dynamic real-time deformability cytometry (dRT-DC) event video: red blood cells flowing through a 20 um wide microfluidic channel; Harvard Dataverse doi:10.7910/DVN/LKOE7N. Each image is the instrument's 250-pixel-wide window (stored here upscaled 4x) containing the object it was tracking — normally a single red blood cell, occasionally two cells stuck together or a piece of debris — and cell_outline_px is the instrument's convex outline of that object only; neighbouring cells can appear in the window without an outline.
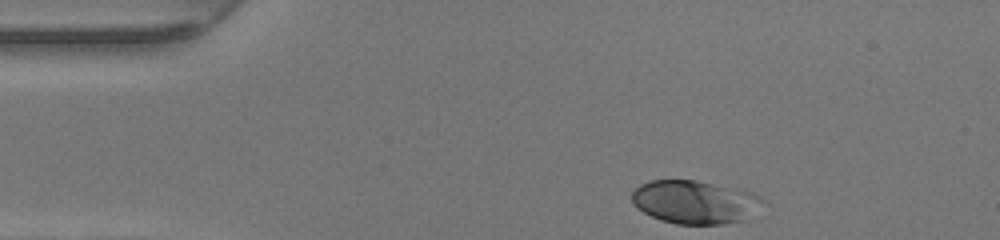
{"species": "human", "species_latin": "Homo sapiens", "temperature_condition": "warm", "stored_images_in_passage": 32, "camera_frame_rate_fps": 3000, "um_per_image_px": 0.085, "donor": {"sex": "female"}, "frame": {"image": 1, "passage_image": 1, "time_ms": 0.0, "image_size_px": [1000, 240], "cell_outline_px": [[760, 200], [744, 220], [720, 224], [676, 224], [660, 220], [636, 208], [632, 204], [632, 192], [640, 184], [648, 180], [692, 180], [752, 192], [760, 196]], "centroid_in_image_um": [58.93, 17.17], "position_along_channel_um": 26.1, "area_um2": 32.25}}
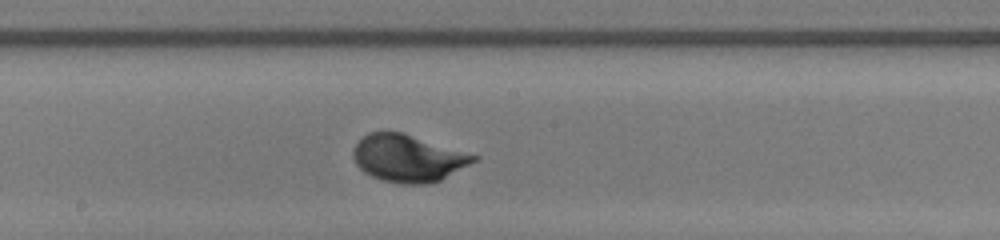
{"frame": {"image": 2, "passage_image": 19, "time_ms": 6.0, "image_size_px": [1000, 240], "cell_outline_px": [[480, 156], [476, 160], [440, 180], [428, 184], [404, 184], [380, 180], [364, 172], [356, 164], [352, 156], [352, 152], [356, 144], [368, 132], [388, 128], [404, 132]], "centroid_in_image_um": [34.64, 13.41], "position_along_channel_um": 213.6, "area_um2": 33.58}}
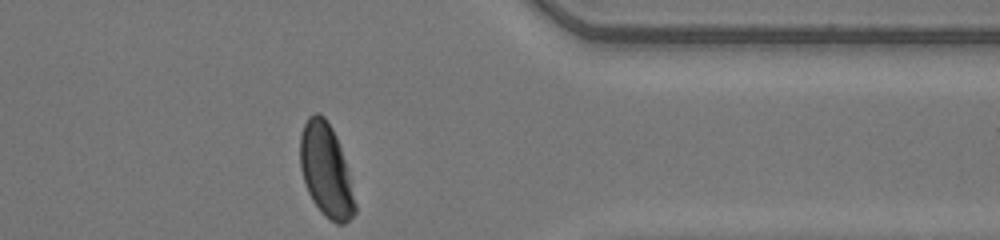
{"frame": {"image": 3, "passage_image": 32, "time_ms": 10.333, "image_size_px": [1000, 240], "cell_outline_px": [[356, 212], [344, 224], [336, 224], [324, 216], [312, 200], [308, 192], [300, 168], [300, 136], [304, 124], [308, 116], [316, 112], [320, 112], [324, 116], [332, 128], [336, 136], [344, 160], [356, 204]], "centroid_in_image_um": [27.69, 14.48], "position_along_channel_um": 383.7, "area_um2": 29.48}, "authors_computed_cell_mechanics": {"area_um2": 32.0501, "velocity_mm_per_s": 4.2433, "shape_relaxation_time_tau1_ms": 2.3879, "shape_relaxation_time_tau2_ms": null, "deformation_change_tau1": 0.1499, "deformation_change_tau2": null}}